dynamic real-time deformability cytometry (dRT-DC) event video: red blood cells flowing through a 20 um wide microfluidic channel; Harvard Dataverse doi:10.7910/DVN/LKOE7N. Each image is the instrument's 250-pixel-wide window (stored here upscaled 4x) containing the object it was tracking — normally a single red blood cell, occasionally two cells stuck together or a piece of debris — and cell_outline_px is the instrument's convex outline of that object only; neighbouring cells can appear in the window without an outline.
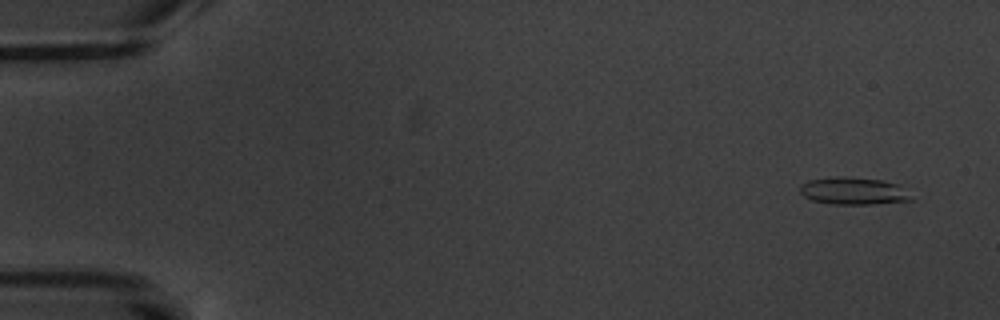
{"species": "common noctule bat (a hibernating species)", "species_latin": "Nyctalus noctula", "temperature_condition": "warm", "stored_images_in_passage": 6, "camera_frame_rate_fps": 3000, "um_per_image_px": 0.085, "animal": {"sex": "male", "body_mass_g": 20.1, "forearm_length_mm": 53.5}, "frame": {"image": 1, "passage_image": 1, "time_ms": 0.0, "image_size_px": [1000, 320], "cell_outline_px": [[916, 200], [872, 204], [836, 204], [812, 200], [804, 196], [800, 192], [800, 184], [808, 180], [836, 176], [884, 180], [896, 184]], "centroid_in_image_um": [72.52, 16.23], "position_along_channel_um": 12.5, "area_um2": 17.57}}
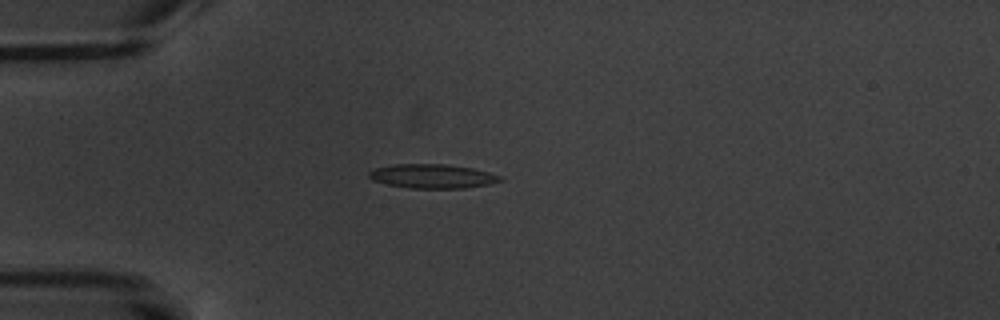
{"frame": {"image": 2, "passage_image": 4, "time_ms": 4.333, "image_size_px": [1000, 320], "cell_outline_px": [[504, 180], [488, 184], [464, 188], [412, 188], [388, 184], [372, 180], [368, 176], [368, 172], [376, 168], [392, 164], [444, 164], [472, 168], [504, 176]], "centroid_in_image_um": [36.77, 14.97], "position_along_channel_um": 48.2, "area_um2": 18.38}}